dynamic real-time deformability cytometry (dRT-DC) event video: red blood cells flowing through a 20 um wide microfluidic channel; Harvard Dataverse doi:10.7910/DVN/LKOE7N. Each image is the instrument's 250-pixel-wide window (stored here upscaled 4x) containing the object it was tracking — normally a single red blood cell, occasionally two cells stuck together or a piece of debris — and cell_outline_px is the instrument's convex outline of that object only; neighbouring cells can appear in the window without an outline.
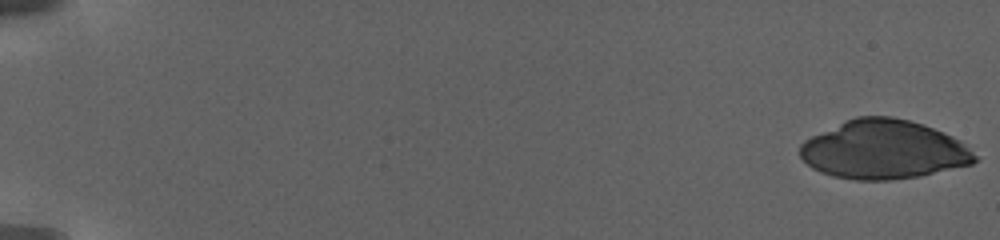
{"species": "human", "species_latin": "Homo sapiens", "temperature_condition": "warm", "stored_images_in_passage": 25, "camera_frame_rate_fps": 3000, "um_per_image_px": 0.085, "donor": {"sex": "female"}, "frame": {"image": 1, "passage_image": 1, "time_ms": 0.0, "image_size_px": [1000, 240], "cell_outline_px": [[976, 160], [972, 164], [916, 176], [888, 180], [856, 180], [832, 176], [820, 172], [812, 168], [800, 156], [800, 144], [804, 140], [844, 120], [856, 116], [892, 116], [908, 120], [932, 128], [952, 136], [960, 140], [976, 156]], "centroid_in_image_um": [75.06, 12.71], "position_along_channel_um": 9.9, "area_um2": 59.53}}
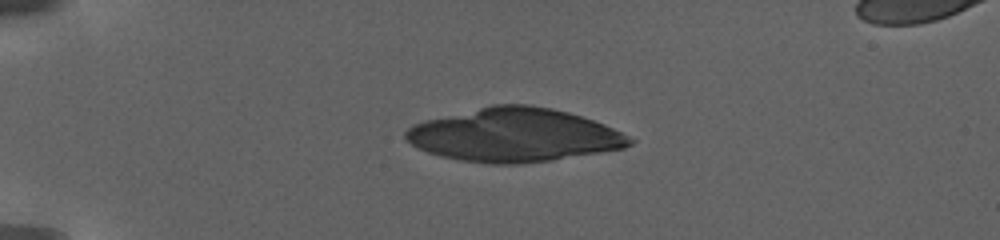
{"frame": {"image": 2, "passage_image": 13, "time_ms": 6.0, "image_size_px": [1000, 240], "cell_outline_px": [[636, 140], [632, 144], [624, 148], [552, 160], [516, 164], [492, 164], [460, 160], [440, 156], [428, 152], [412, 144], [404, 136], [404, 132], [412, 124], [424, 120], [492, 104], [524, 104], [552, 108], [568, 112], [604, 124]], "centroid_in_image_um": [43.68, 11.47], "position_along_channel_um": 41.3, "area_um2": 69.65}}